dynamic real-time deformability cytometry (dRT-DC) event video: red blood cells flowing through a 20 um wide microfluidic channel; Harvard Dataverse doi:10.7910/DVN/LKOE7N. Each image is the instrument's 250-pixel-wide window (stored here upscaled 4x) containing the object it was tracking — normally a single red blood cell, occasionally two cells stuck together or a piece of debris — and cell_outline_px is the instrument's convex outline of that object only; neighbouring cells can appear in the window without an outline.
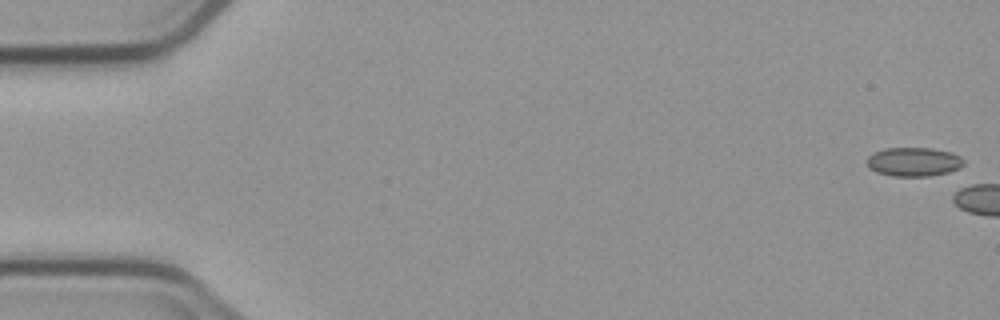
{"species": "common noctule bat (a hibernating species)", "species_latin": "Nyctalus noctula", "temperature_condition": "cold", "stored_images_in_passage": 2, "camera_frame_rate_fps": 3000, "um_per_image_px": 0.085, "animal": {"sex": "male", "body_mass_g": 23.1, "forearm_length_mm": 52.7}, "frame": {"image": 1, "passage_image": 1, "time_ms": 0.0, "image_size_px": [1000, 320], "cell_outline_px": [[964, 164], [960, 168], [948, 172], [928, 176], [892, 176], [876, 172], [868, 168], [864, 160], [872, 152], [884, 148], [932, 148], [952, 152], [960, 156], [964, 160]], "centroid_in_image_um": [77.62, 13.75], "position_along_channel_um": 7.4, "area_um2": 16.65}}